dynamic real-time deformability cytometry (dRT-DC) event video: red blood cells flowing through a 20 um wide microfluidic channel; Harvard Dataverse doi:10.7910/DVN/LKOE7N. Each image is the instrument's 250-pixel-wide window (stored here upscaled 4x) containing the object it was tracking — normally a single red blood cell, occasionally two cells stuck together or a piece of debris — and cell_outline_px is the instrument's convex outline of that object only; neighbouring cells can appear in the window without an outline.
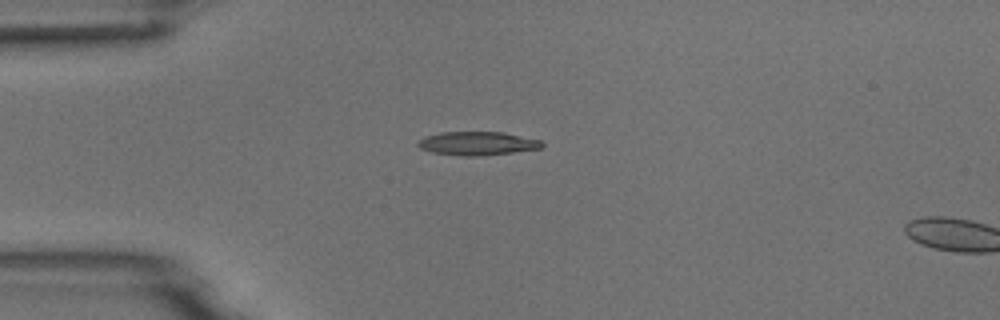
{"species": "common noctule bat (a hibernating species)", "species_latin": "Nyctalus noctula", "temperature_condition": "room temperature", "stored_images_in_passage": 6, "camera_frame_rate_fps": 3000, "um_per_image_px": 0.085, "animal": {"sex": "male", "body_mass_g": 18.8}, "frame": {"image": 1, "passage_image": 6, "time_ms": 5.667, "image_size_px": [1000, 320], "cell_outline_px": [[544, 144], [540, 148], [512, 152], [476, 156], [460, 156], [432, 152], [420, 148], [416, 144], [424, 136], [440, 132], [504, 132], [540, 140]], "centroid_in_image_um": [40.54, 12.18], "position_along_channel_um": 44.5, "area_um2": 16.94}}